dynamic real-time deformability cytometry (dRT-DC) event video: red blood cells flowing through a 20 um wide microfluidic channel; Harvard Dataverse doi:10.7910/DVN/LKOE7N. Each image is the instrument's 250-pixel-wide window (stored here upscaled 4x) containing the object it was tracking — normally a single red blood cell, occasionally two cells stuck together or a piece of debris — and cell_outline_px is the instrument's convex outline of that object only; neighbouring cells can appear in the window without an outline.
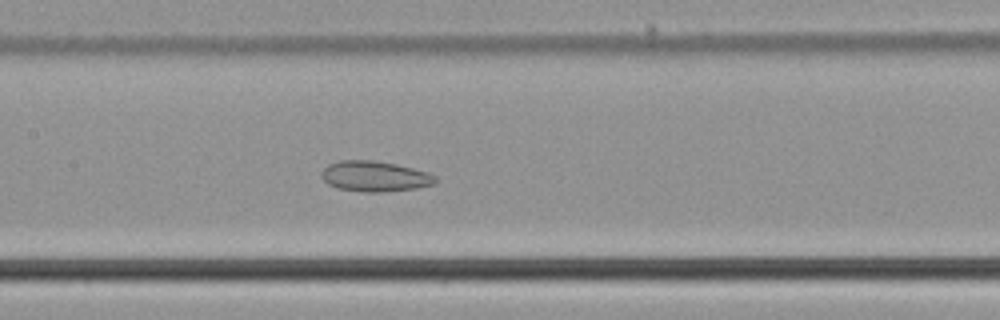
{"species": "common noctule bat (a hibernating species)", "species_latin": "Nyctalus noctula", "temperature_condition": "cold", "stored_images_in_passage": 56, "segment_of_instrument_passage": [1, 2], "camera_frame_rate_fps": 3000, "um_per_image_px": 0.085, "animal": {"sex": "male", "body_mass_g": 21.5, "forearm_length_mm": 52.0}, "frame": {"image": 1, "passage_image": 27, "time_ms": 8.667, "image_size_px": [1000, 320], "cell_outline_px": [[436, 184], [416, 188], [384, 192], [360, 192], [336, 188], [328, 184], [320, 176], [320, 172], [328, 164], [340, 160], [372, 160], [396, 164], [428, 172], [436, 176]], "centroid_in_image_um": [31.83, 14.99], "position_along_channel_um": 175.6, "area_um2": 20.46}}
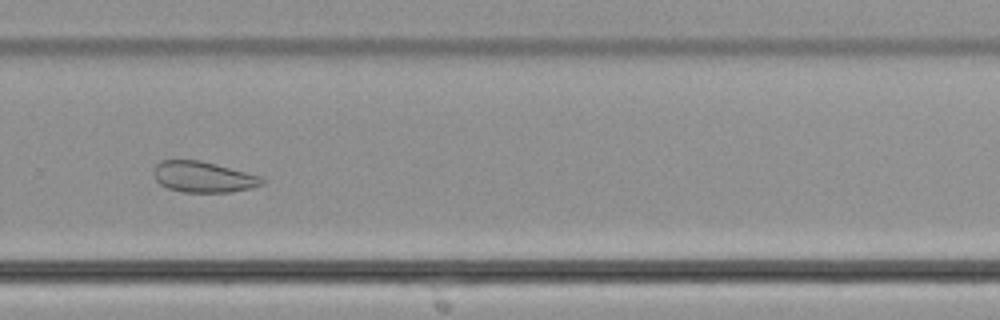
{"frame": {"image": 2, "passage_image": 38, "time_ms": 12.333, "image_size_px": [1000, 320], "cell_outline_px": [[264, 184], [252, 188], [228, 192], [184, 192], [168, 188], [160, 184], [156, 180], [152, 172], [156, 164], [160, 160], [200, 160], [216, 164], [260, 176], [264, 180]], "centroid_in_image_um": [17.25, 15.03], "position_along_channel_um": 312.5, "area_um2": 19.48}}
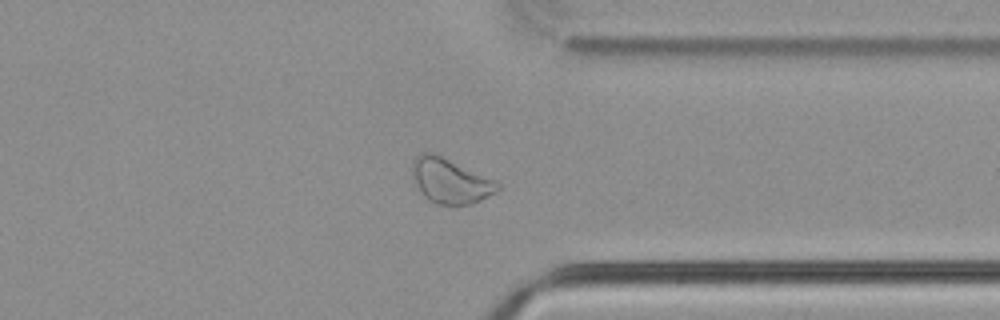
{"frame": {"image": 3, "passage_image": 43, "time_ms": 14.0, "image_size_px": [1000, 320], "cell_outline_px": [[500, 188], [496, 192], [480, 200], [456, 208], [452, 208], [436, 204], [424, 196], [420, 192], [412, 176], [412, 160], [420, 152], [432, 152], [496, 180], [500, 184]], "centroid_in_image_um": [38.26, 15.4], "position_along_channel_um": 373.1, "area_um2": 22.72}}